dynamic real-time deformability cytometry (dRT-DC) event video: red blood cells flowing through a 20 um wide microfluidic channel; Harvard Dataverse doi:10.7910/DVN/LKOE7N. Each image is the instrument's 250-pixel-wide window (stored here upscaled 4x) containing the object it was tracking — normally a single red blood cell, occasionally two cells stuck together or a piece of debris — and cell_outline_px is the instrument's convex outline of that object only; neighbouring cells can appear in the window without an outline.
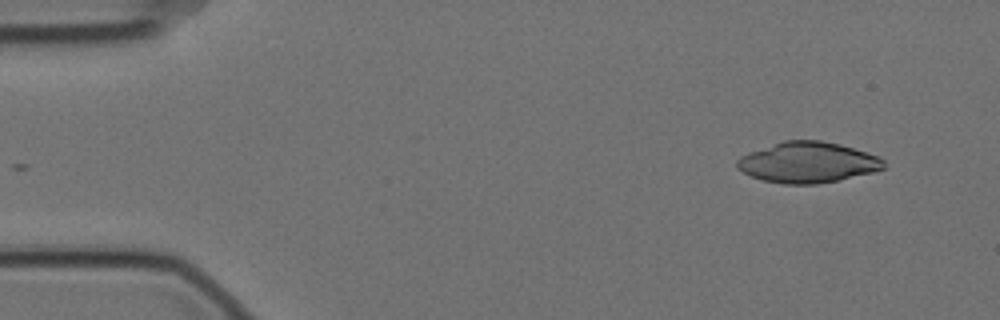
{"species": "Egyptian fruit bat (a non-hibernating species)", "species_latin": "Rousettus aegyptiacus", "temperature_condition": "cold", "stored_images_in_passage": 54, "camera_frame_rate_fps": 3000, "um_per_image_px": 0.085, "animal": {"sex": "female"}, "frame": {"image": 1, "passage_image": 2, "time_ms": 0.333, "image_size_px": [1000, 320], "cell_outline_px": [[884, 168], [872, 172], [836, 180], [816, 184], [784, 184], [764, 180], [752, 176], [736, 168], [736, 160], [740, 156], [748, 152], [784, 140], [820, 140], [840, 144], [876, 156], [884, 160]], "centroid_in_image_um": [68.6, 13.8], "position_along_channel_um": 16.4, "area_um2": 34.45}}